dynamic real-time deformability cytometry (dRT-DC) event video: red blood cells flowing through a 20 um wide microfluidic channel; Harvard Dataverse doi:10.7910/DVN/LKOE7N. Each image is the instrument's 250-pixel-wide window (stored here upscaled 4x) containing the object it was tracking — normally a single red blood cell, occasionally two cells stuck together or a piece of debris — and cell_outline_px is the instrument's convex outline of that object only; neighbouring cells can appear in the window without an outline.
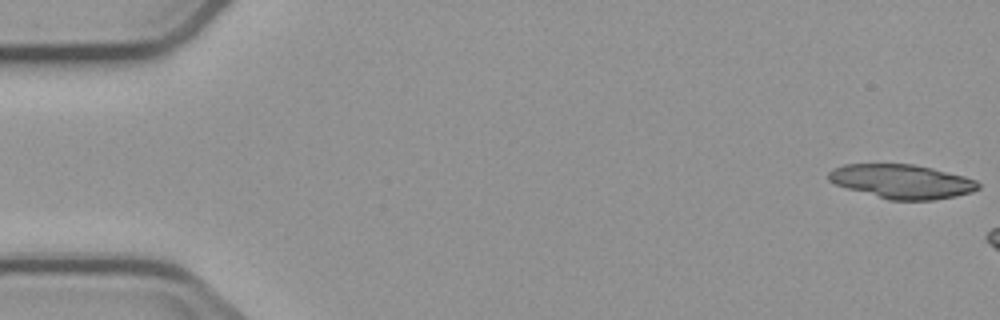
{"species": "common noctule bat (a hibernating species)", "species_latin": "Nyctalus noctula", "temperature_condition": "cold", "stored_images_in_passage": 3, "camera_frame_rate_fps": 3000, "um_per_image_px": 0.085, "animal": {"sex": "male", "body_mass_g": 23.1, "forearm_length_mm": 52.7}, "frame": {"image": 1, "passage_image": 1, "time_ms": 0.0, "image_size_px": [1000, 320], "cell_outline_px": [[980, 188], [972, 192], [956, 196], [932, 200], [888, 200], [848, 188], [836, 184], [828, 180], [828, 172], [832, 168], [844, 164], [912, 164], [932, 168], [964, 176], [976, 180], [980, 184]], "centroid_in_image_um": [76.66, 15.42], "position_along_channel_um": 8.3, "area_um2": 29.71}}